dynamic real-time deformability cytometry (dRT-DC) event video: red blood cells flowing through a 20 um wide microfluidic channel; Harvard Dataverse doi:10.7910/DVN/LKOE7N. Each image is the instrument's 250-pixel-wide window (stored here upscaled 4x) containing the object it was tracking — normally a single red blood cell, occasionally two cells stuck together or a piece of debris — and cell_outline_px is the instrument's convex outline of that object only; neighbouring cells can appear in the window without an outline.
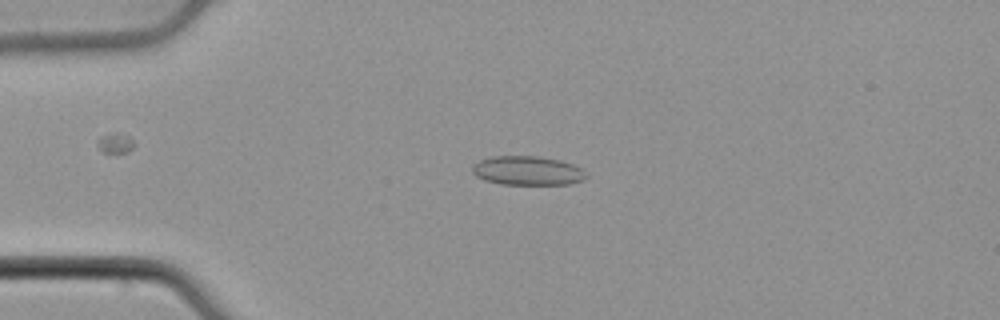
{"species": "common noctule bat (a hibernating species)", "species_latin": "Nyctalus noctula", "temperature_condition": "cold", "stored_images_in_passage": 54, "camera_frame_rate_fps": 3000, "um_per_image_px": 0.085, "animal": {"sex": "male", "body_mass_g": 21.5, "forearm_length_mm": 52.0}, "frame": {"image": 1, "passage_image": 14, "time_ms": 4.333, "image_size_px": [1000, 320], "cell_outline_px": [[588, 176], [584, 180], [568, 184], [500, 184], [484, 180], [476, 176], [472, 172], [472, 164], [480, 160], [492, 156], [540, 156], [560, 160], [572, 164], [580, 168]], "centroid_in_image_um": [44.81, 14.5], "position_along_channel_um": 40.2, "area_um2": 19.36}}
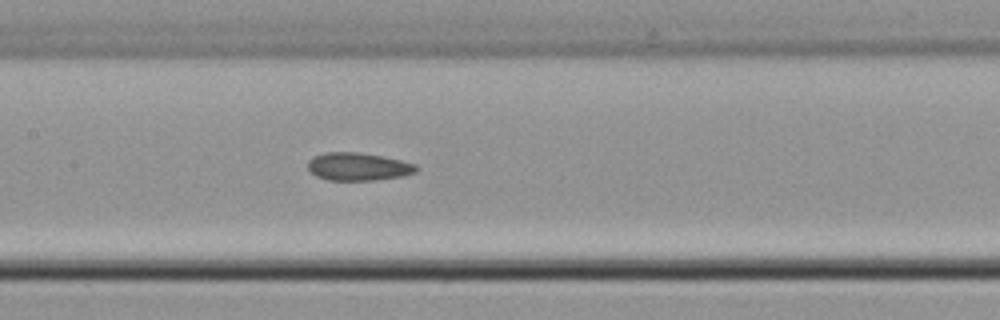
{"frame": {"image": 2, "passage_image": 27, "time_ms": 8.667, "image_size_px": [1000, 320], "cell_outline_px": [[420, 168], [416, 172], [404, 176], [376, 180], [328, 180], [316, 176], [308, 168], [308, 160], [312, 156], [324, 152], [360, 152], [384, 156], [416, 164]], "centroid_in_image_um": [30.46, 14.15], "position_along_channel_um": 176.9, "area_um2": 17.86}}
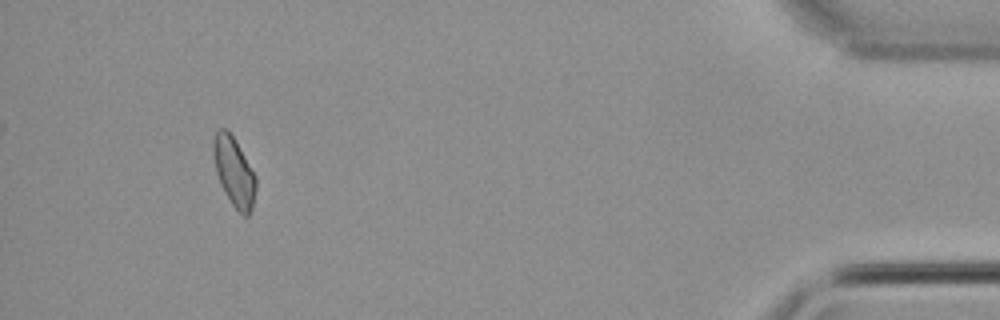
{"frame": {"image": 3, "passage_image": 51, "time_ms": 16.667, "image_size_px": [1000, 320], "cell_outline_px": [[256, 188], [252, 208], [248, 216], [244, 216], [232, 204], [224, 192], [220, 184], [216, 172], [212, 152], [212, 140], [216, 132], [220, 128], [228, 128], [256, 176]], "centroid_in_image_um": [19.87, 14.57], "position_along_channel_um": 415.3, "area_um2": 17.17}, "authors_computed_cell_mechanics": {"area_um2": 17.8313, "velocity_mm_per_s": 3.847, "shape_relaxation_time_tau1_ms": null, "shape_relaxation_time_tau2_ms": 3.741, "deformation_change_tau1": null, "deformation_change_tau2": 0.1034}}